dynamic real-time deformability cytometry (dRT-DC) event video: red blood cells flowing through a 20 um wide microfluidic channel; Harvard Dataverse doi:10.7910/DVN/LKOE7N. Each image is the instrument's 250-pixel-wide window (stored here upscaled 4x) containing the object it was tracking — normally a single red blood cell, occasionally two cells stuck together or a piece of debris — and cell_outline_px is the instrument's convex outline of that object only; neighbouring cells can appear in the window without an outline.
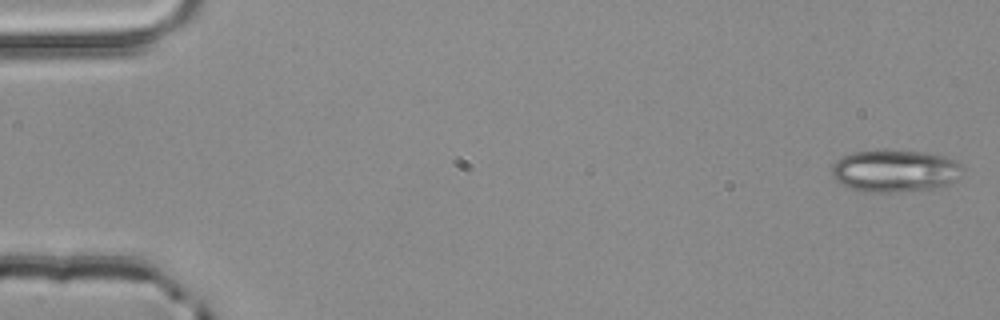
{"species": "common noctule bat (a hibernating species)", "species_latin": "Nyctalus noctula", "temperature_condition": "room temperature", "stored_images_in_passage": 4, "camera_frame_rate_fps": 3000, "um_per_image_px": 0.085, "animal": {"sex": "male", "body_mass_g": 20.4}, "frame": {"image": 1, "passage_image": 1, "time_ms": 0.0, "image_size_px": [1000, 320], "cell_outline_px": [[964, 168], [956, 180], [952, 184], [936, 188], [896, 192], [864, 192], [848, 188], [840, 184], [832, 176], [832, 164], [836, 160], [852, 152], [884, 148], [924, 152], [944, 156], [960, 164]], "centroid_in_image_um": [76.04, 14.51], "position_along_channel_um": 9.0, "area_um2": 32.95}}